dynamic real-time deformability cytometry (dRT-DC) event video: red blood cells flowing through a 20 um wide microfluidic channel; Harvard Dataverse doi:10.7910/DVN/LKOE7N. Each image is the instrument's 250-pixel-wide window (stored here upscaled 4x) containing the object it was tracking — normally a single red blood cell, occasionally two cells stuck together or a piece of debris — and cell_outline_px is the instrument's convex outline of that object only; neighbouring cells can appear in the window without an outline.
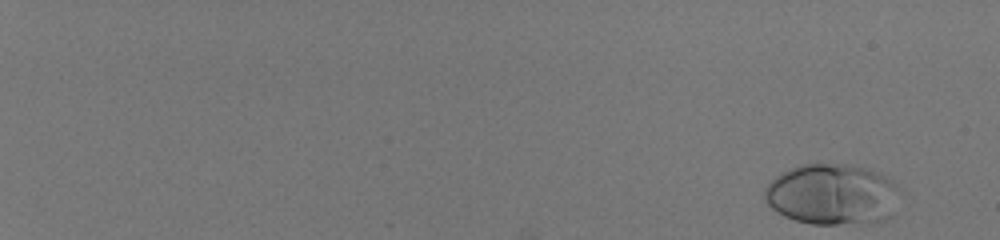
{"species": "human", "species_latin": "Homo sapiens", "temperature_condition": "room temperature", "stored_images_in_passage": 53, "camera_frame_rate_fps": 3000, "um_per_image_px": 0.085, "donor": {"sex": "male"}, "frame": {"image": 1, "passage_image": 1, "time_ms": 0.0, "image_size_px": [1000, 240], "cell_outline_px": [[896, 188], [892, 216], [868, 224], [812, 224], [796, 220], [784, 216], [776, 212], [764, 200], [764, 188], [776, 176], [792, 168], [804, 164], [848, 164], [864, 168], [888, 176], [896, 184]], "centroid_in_image_um": [70.7, 16.54], "position_along_channel_um": 14.3, "area_um2": 47.8}}
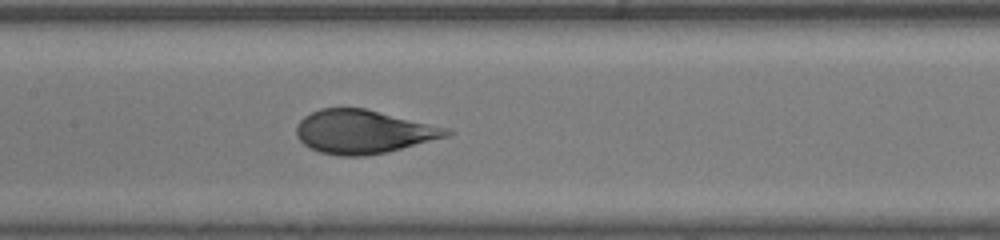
{"frame": {"image": 2, "passage_image": 31, "time_ms": 10.0, "image_size_px": [1000, 240], "cell_outline_px": [[452, 132], [448, 136], [384, 152], [364, 156], [336, 156], [320, 152], [304, 144], [296, 136], [296, 128], [300, 120], [304, 116], [320, 108], [364, 108], [444, 128]], "centroid_in_image_um": [30.78, 11.2], "position_along_channel_um": 176.6, "area_um2": 37.28}}
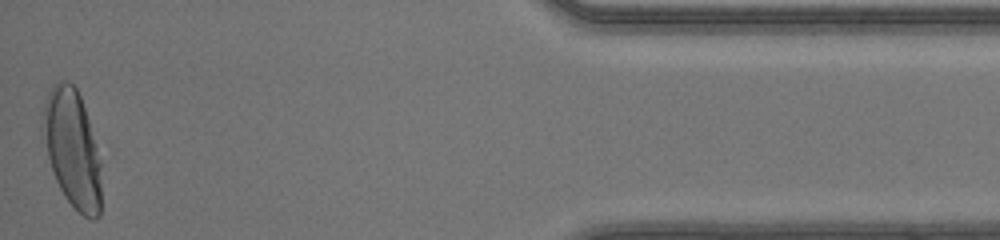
{"frame": {"image": 3, "passage_image": 53, "time_ms": 17.333, "image_size_px": [1000, 240], "cell_outline_px": [[100, 216], [96, 220], [92, 220], [84, 216], [64, 196], [56, 180], [48, 156], [44, 112], [44, 104], [48, 92], [52, 84], [60, 80], [68, 80], [76, 88], [80, 96], [88, 120], [100, 160]], "centroid_in_image_um": [6.18, 12.65], "position_along_channel_um": 429.0, "area_um2": 38.84}, "authors_computed_cell_mechanics": {"area_um2": 39.4196, "velocity_mm_per_s": 4.1351, "shape_relaxation_time_tau1_ms": 3.9549, "shape_relaxation_time_tau2_ms": null, "deformation_change_tau1": 0.2222, "deformation_change_tau2": null}}